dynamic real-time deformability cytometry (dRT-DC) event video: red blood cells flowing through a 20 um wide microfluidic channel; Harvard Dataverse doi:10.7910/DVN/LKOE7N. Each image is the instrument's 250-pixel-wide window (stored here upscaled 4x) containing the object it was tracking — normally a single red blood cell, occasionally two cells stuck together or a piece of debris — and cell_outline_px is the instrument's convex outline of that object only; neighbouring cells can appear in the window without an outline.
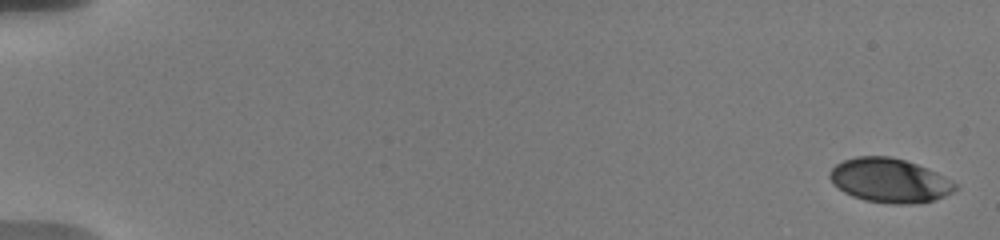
{"species": "human", "species_latin": "Homo sapiens", "temperature_condition": "warm", "stored_images_in_passage": 12, "camera_frame_rate_fps": 3000, "um_per_image_px": 0.085, "donor": {"sex": "male"}, "frame": {"image": 1, "passage_image": 1, "time_ms": 0.0, "image_size_px": [1000, 240], "cell_outline_px": [[956, 188], [952, 192], [944, 196], [932, 200], [912, 204], [892, 204], [864, 200], [852, 196], [844, 192], [832, 184], [828, 176], [828, 172], [836, 164], [844, 160], [856, 156], [888, 156], [904, 160], [916, 164], [936, 172], [944, 176], [956, 184]], "centroid_in_image_um": [75.56, 15.34], "position_along_channel_um": 9.4, "area_um2": 32.19}}
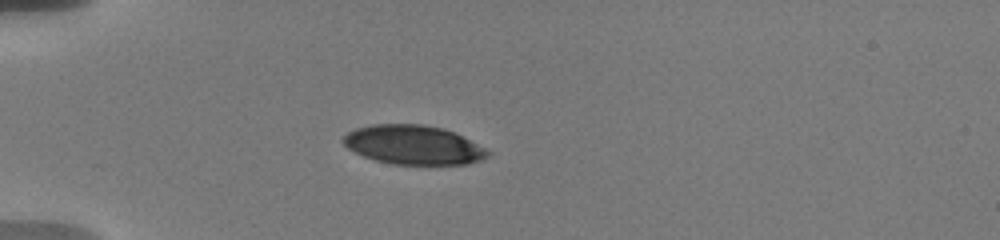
{"frame": {"image": 2, "passage_image": 9, "time_ms": 5.333, "image_size_px": [1000, 240], "cell_outline_px": [[492, 152], [488, 156], [480, 160], [468, 164], [392, 164], [376, 160], [364, 156], [348, 148], [340, 140], [348, 132], [356, 128], [372, 124], [424, 124], [444, 128], [456, 132]], "centroid_in_image_um": [35.15, 12.3], "position_along_channel_um": 49.8, "area_um2": 33.06}}
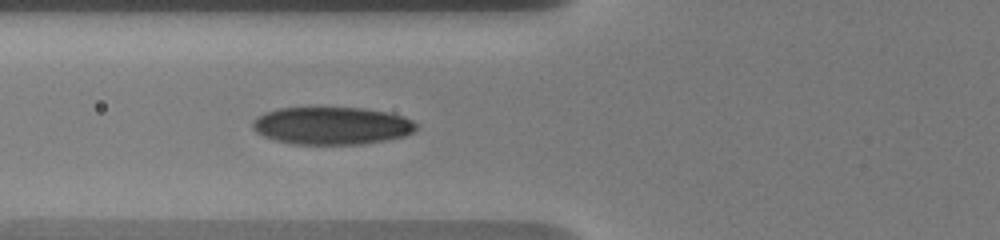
{"frame": {"image": 3, "passage_image": 12, "time_ms": 7.333, "image_size_px": [1000, 240], "cell_outline_px": [[416, 128], [412, 132], [404, 136], [384, 140], [360, 144], [292, 144], [276, 140], [264, 136], [256, 132], [252, 128], [252, 120], [264, 112], [280, 108], [364, 108], [404, 116], [412, 120], [416, 124]], "centroid_in_image_um": [28.17, 10.68], "position_along_channel_um": 97.6, "area_um2": 35.66}}